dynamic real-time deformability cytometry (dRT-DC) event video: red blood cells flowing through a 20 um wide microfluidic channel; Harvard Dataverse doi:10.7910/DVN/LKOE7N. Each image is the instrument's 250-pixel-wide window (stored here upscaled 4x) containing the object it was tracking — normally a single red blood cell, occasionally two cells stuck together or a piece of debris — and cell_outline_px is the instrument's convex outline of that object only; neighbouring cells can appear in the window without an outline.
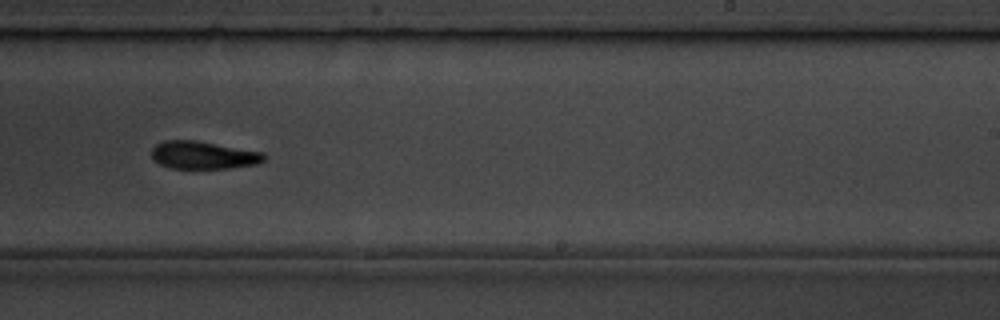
{"species": "common noctule bat (a hibernating species)", "species_latin": "Nyctalus noctula", "temperature_condition": "room temperature", "stored_images_in_passage": 13, "camera_frame_rate_fps": 3000, "um_per_image_px": 0.085, "animal": {"sex": "male", "body_mass_g": 19.5, "forearm_length_mm": 54.6}, "frame": {"image": 1, "passage_image": 6, "time_ms": 5.667, "image_size_px": [1000, 320], "cell_outline_px": [[264, 160], [256, 164], [228, 168], [172, 168], [160, 164], [152, 160], [152, 148], [156, 144], [164, 140], [196, 140], [264, 152]], "centroid_in_image_um": [17.25, 13.17], "position_along_channel_um": 271.7, "area_um2": 18.15}, "authors_computed_cell_mechanics": {"area_um2": 18.3804, "velocity_mm_per_s": 3.7378, "shape_relaxation_time_tau1_ms": 2.1688, "shape_relaxation_time_tau2_ms": null, "deformation_change_tau1": 0.1066, "deformation_change_tau2": null}}